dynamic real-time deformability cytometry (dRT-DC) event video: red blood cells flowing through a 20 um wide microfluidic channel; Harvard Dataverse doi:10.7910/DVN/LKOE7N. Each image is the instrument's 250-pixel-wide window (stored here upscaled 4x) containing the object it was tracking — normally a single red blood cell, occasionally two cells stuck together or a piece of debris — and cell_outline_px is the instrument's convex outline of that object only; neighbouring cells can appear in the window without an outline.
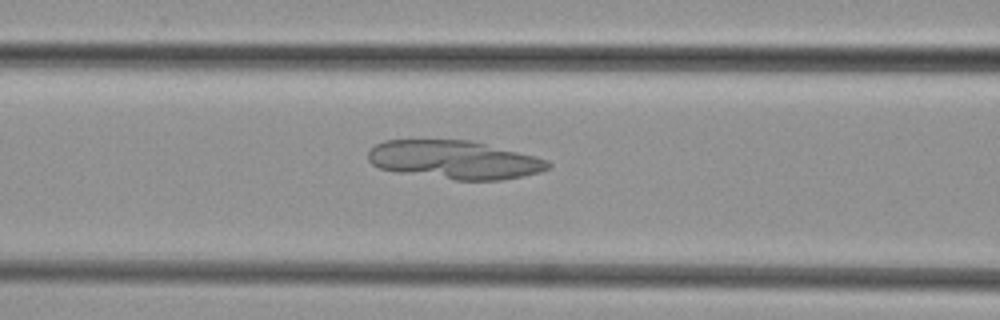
{"species": "common noctule bat (a hibernating species)", "species_latin": "Nyctalus noctula", "temperature_condition": "cold", "stored_images_in_passage": 32, "camera_frame_rate_fps": 3000, "um_per_image_px": 0.085, "animal": {"sex": "female", "body_mass_g": 29.2, "forearm_length_mm": 56.3}, "frame": {"image": 1, "passage_image": 12, "time_ms": 3.667, "image_size_px": [1000, 320], "cell_outline_px": [[552, 164], [548, 168], [540, 172], [524, 176], [500, 180], [456, 180], [396, 172], [380, 168], [372, 164], [368, 160], [368, 152], [376, 144], [384, 140], [472, 140], [536, 156], [548, 160]], "centroid_in_image_um": [38.64, 13.58], "position_along_channel_um": 128.0, "area_um2": 40.46}}
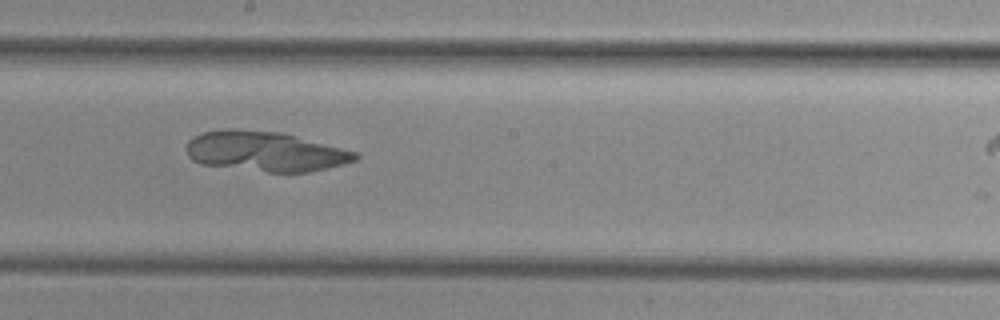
{"frame": {"image": 2, "passage_image": 19, "time_ms": 6.0, "image_size_px": [1000, 320], "cell_outline_px": [[360, 160], [344, 164], [308, 172], [268, 172], [200, 164], [192, 160], [188, 156], [188, 140], [192, 136], [200, 132], [220, 128], [236, 128], [280, 132], [296, 136], [356, 152], [360, 156]], "centroid_in_image_um": [22.51, 12.86], "position_along_channel_um": 225.7, "area_um2": 39.59}}
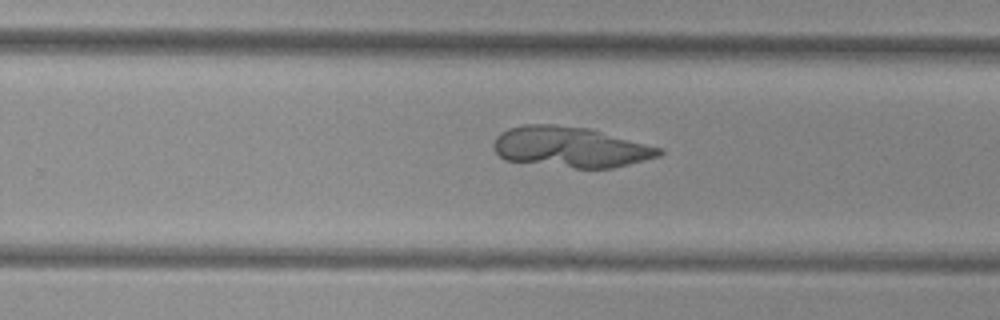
{"frame": {"image": 3, "passage_image": 23, "time_ms": 7.333, "image_size_px": [1000, 320], "cell_outline_px": [[664, 152], [660, 156], [612, 168], [576, 168], [504, 160], [492, 148], [492, 144], [496, 136], [500, 132], [508, 128], [524, 124], [552, 124], [592, 128], [664, 148]], "centroid_in_image_um": [48.5, 12.48], "position_along_channel_um": 281.3, "area_um2": 39.71}}